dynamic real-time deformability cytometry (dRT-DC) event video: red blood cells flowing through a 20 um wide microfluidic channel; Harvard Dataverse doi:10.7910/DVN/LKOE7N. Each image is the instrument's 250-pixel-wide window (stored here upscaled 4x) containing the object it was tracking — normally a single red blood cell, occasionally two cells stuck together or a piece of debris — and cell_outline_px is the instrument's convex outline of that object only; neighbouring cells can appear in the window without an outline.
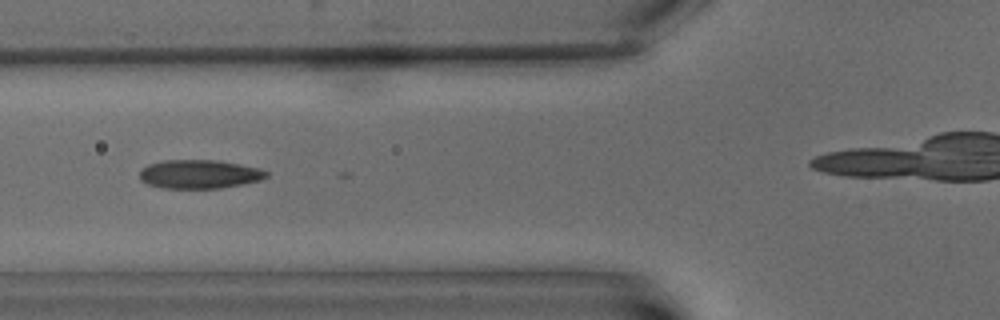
{"species": "common noctule bat (a hibernating species)", "species_latin": "Nyctalus noctula", "temperature_condition": "warm", "stored_images_in_passage": 8, "camera_frame_rate_fps": 3000, "um_per_image_px": 0.085, "animal": {"sex": "male", "body_mass_g": 15.6}, "frame": {"image": 1, "passage_image": 6, "time_ms": 6.667, "image_size_px": [1000, 320], "cell_outline_px": [[268, 176], [260, 180], [244, 184], [220, 188], [164, 188], [148, 184], [140, 180], [140, 168], [148, 164], [164, 160], [216, 160], [240, 164], [260, 168], [268, 172]], "centroid_in_image_um": [16.94, 14.8], "position_along_channel_um": 108.9, "area_um2": 21.33}}